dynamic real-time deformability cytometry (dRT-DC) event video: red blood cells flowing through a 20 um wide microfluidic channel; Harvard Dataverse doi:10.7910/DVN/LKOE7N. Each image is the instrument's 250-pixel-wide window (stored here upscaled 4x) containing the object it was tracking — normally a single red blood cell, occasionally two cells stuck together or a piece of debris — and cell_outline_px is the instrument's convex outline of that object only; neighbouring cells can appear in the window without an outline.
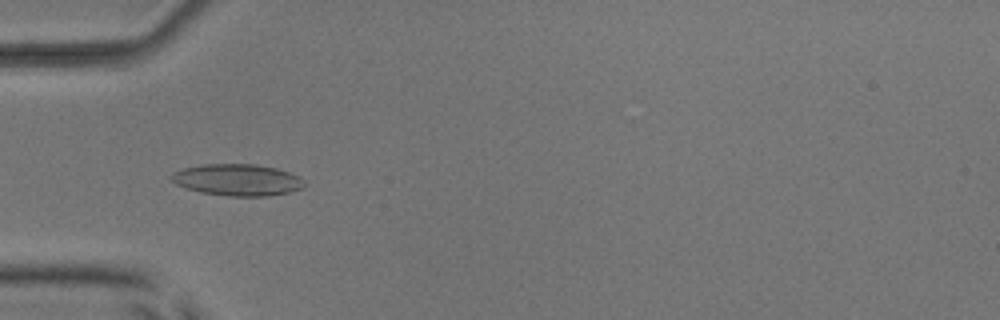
{"species": "common noctule bat (a hibernating species)", "species_latin": "Nyctalus noctula", "temperature_condition": "room temperature", "stored_images_in_passage": 53, "camera_frame_rate_fps": 3000, "um_per_image_px": 0.085, "animal": {"sex": "male", "body_mass_g": 17.9, "forearm_length_mm": 54.2}, "frame": {"image": 1, "passage_image": 18, "time_ms": 5.667, "image_size_px": [1000, 320], "cell_outline_px": [[304, 188], [288, 192], [268, 196], [228, 196], [200, 192], [176, 184], [172, 180], [172, 176], [176, 172], [184, 168], [200, 164], [256, 164], [276, 168], [300, 176], [304, 180]], "centroid_in_image_um": [20.23, 15.29], "position_along_channel_um": 64.8, "area_um2": 24.39}}
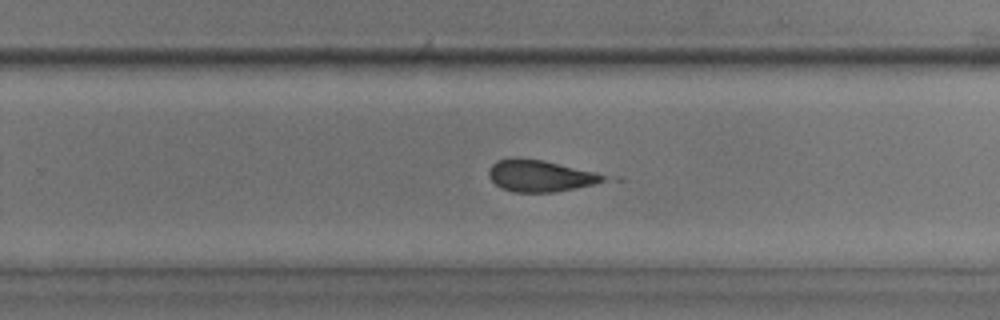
{"frame": {"image": 2, "passage_image": 35, "time_ms": 11.333, "image_size_px": [1000, 320], "cell_outline_px": [[604, 180], [592, 184], [576, 188], [552, 192], [512, 192], [500, 188], [488, 176], [488, 168], [496, 160], [512, 156], [516, 156], [544, 160], [596, 172], [604, 176]], "centroid_in_image_um": [45.8, 14.92], "position_along_channel_um": 284.0, "area_um2": 21.33}}
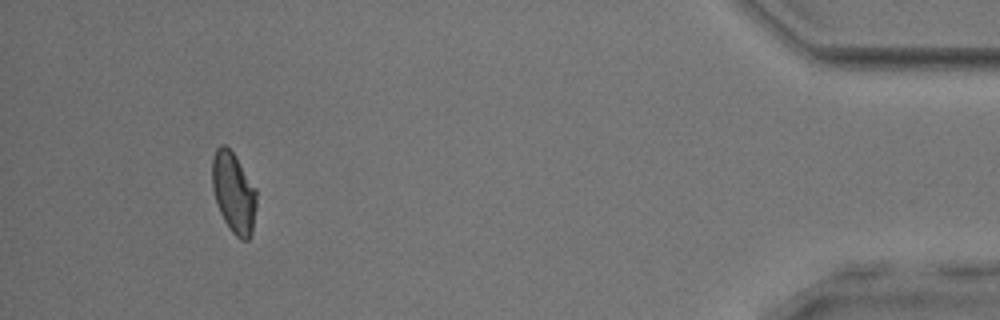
{"frame": {"image": 3, "passage_image": 50, "time_ms": 16.333, "image_size_px": [1000, 320], "cell_outline_px": [[256, 204], [252, 232], [248, 240], [240, 240], [228, 228], [220, 212], [212, 188], [212, 160], [216, 148], [220, 144], [224, 144], [236, 156], [256, 188]], "centroid_in_image_um": [19.86, 16.37], "position_along_channel_um": 415.3, "area_um2": 20.87}, "authors_computed_cell_mechanics": {"area_um2": 21.7906, "velocity_mm_per_s": 3.9145, "shape_relaxation_time_tau1_ms": null, "shape_relaxation_time_tau2_ms": 2.0671, "deformation_change_tau1": null, "deformation_change_tau2": 0.1079}}